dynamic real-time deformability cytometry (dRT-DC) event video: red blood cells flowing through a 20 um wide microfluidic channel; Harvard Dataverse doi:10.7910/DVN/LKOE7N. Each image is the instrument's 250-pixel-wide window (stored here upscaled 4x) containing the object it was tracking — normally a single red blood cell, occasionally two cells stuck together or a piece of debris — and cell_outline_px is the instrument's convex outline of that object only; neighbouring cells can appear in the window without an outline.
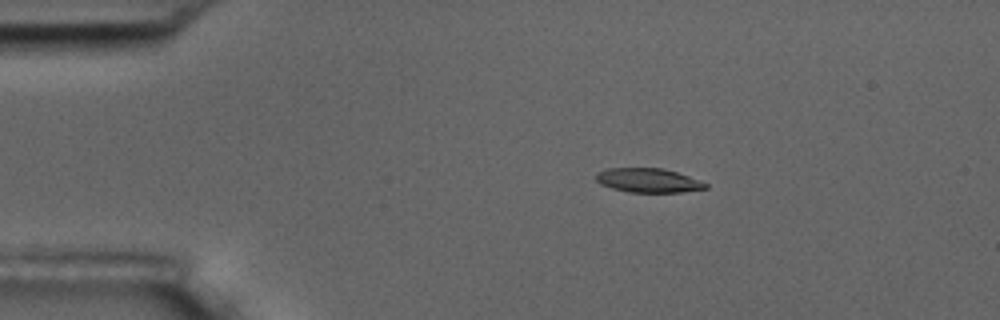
{"species": "common noctule bat (a hibernating species)", "species_latin": "Nyctalus noctula", "temperature_condition": "room temperature", "stored_images_in_passage": 4, "camera_frame_rate_fps": 3000, "um_per_image_px": 0.085, "animal": {"sex": "male", "body_mass_g": 17.5, "forearm_length_mm": 52.3}, "frame": {"image": 1, "passage_image": 3, "time_ms": 2.667, "image_size_px": [1000, 320], "cell_outline_px": [[708, 188], [680, 192], [628, 192], [612, 188], [600, 184], [596, 180], [596, 172], [608, 168], [664, 168], [688, 176], [708, 184]], "centroid_in_image_um": [55.07, 15.33], "position_along_channel_um": 29.9, "area_um2": 15.37}}